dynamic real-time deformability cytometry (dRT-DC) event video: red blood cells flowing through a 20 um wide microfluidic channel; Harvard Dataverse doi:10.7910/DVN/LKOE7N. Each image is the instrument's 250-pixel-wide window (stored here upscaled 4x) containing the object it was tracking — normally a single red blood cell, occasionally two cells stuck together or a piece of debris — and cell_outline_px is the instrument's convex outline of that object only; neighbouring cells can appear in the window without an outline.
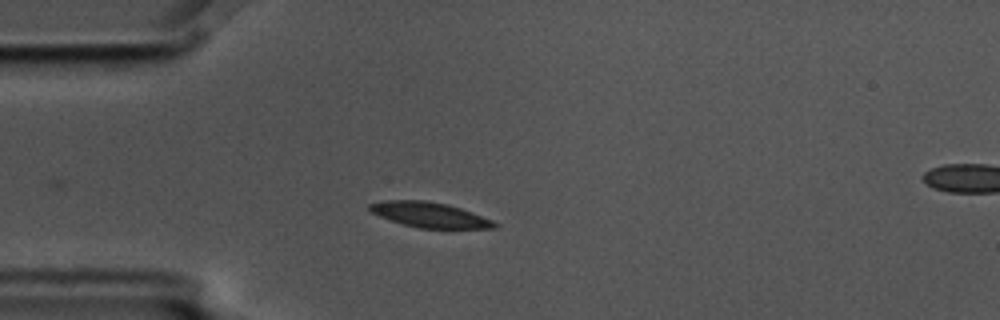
{"species": "common noctule bat (a hibernating species)", "species_latin": "Nyctalus noctula", "temperature_condition": "cold", "stored_images_in_passage": 12, "camera_frame_rate_fps": 3000, "um_per_image_px": 0.085, "animal": {"sex": "male", "body_mass_g": 17.5, "forearm_length_mm": 52.3}, "frame": {"image": 1, "passage_image": 6, "time_ms": 1.667, "image_size_px": [1000, 320], "cell_outline_px": [[500, 224], [496, 228], [420, 228], [404, 224], [380, 216], [372, 212], [368, 208], [368, 204], [384, 200], [424, 200], [448, 204], [472, 212], [492, 220]], "centroid_in_image_um": [36.54, 18.25], "position_along_channel_um": 48.5, "area_um2": 18.15}}